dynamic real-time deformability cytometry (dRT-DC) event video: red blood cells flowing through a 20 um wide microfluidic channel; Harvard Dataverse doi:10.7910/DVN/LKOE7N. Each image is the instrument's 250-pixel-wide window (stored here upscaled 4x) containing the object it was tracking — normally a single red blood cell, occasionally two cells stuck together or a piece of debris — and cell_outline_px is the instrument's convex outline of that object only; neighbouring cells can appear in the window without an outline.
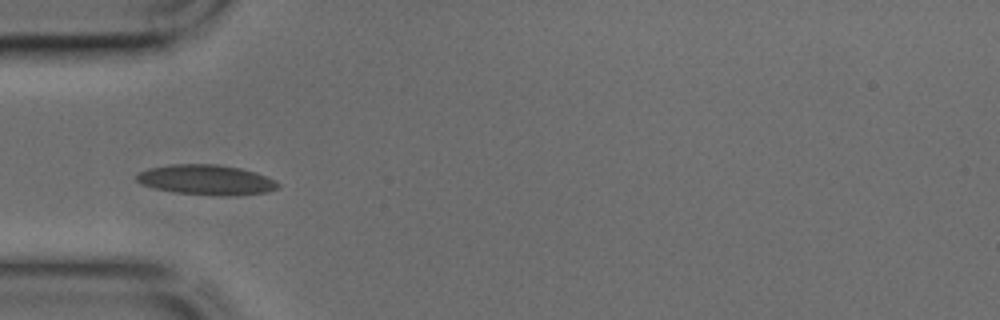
{"species": "common noctule bat (a hibernating species)", "species_latin": "Nyctalus noctula", "temperature_condition": "cold", "stored_images_in_passage": 39, "camera_frame_rate_fps": 3000, "um_per_image_px": 0.085, "animal": {"sex": "male", "body_mass_g": 17.9, "forearm_length_mm": 54.2}, "frame": {"image": 1, "passage_image": 12, "time_ms": 3.667, "image_size_px": [1000, 320], "cell_outline_px": [[280, 188], [268, 192], [224, 196], [220, 196], [172, 192], [140, 184], [136, 180], [136, 176], [140, 172], [148, 168], [172, 164], [216, 164], [240, 168], [256, 172], [276, 180], [280, 184]], "centroid_in_image_um": [17.56, 15.29], "position_along_channel_um": 67.4, "area_um2": 24.91}}
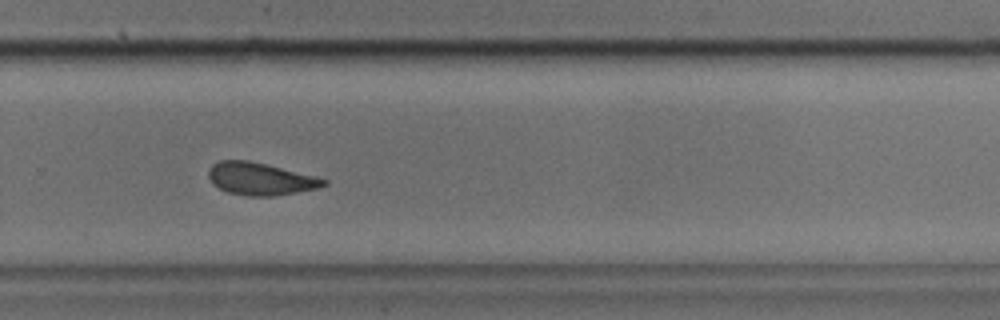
{"frame": {"image": 2, "passage_image": 28, "time_ms": 9.0, "image_size_px": [1000, 320], "cell_outline_px": [[328, 184], [320, 188], [272, 196], [244, 196], [228, 192], [212, 184], [208, 176], [208, 168], [212, 164], [220, 160], [248, 160], [316, 176], [328, 180]], "centroid_in_image_um": [22.12, 15.2], "position_along_channel_um": 307.7, "area_um2": 21.85}}